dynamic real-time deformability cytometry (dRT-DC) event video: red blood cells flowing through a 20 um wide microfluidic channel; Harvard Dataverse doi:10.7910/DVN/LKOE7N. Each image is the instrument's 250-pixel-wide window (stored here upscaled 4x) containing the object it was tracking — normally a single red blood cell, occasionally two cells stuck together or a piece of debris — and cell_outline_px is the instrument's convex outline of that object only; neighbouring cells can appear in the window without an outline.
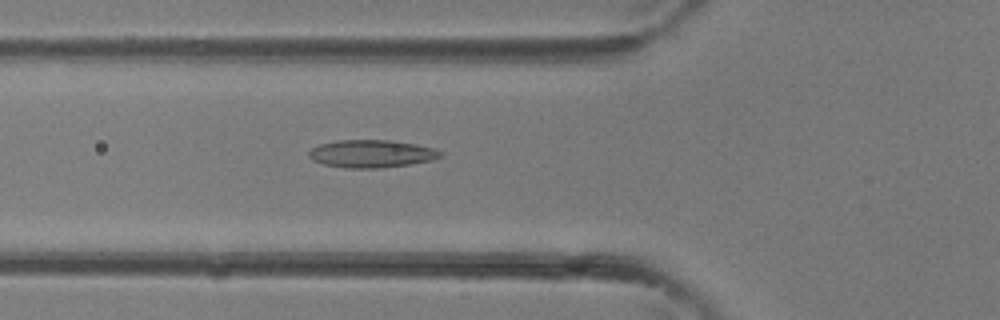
{"species": "common noctule bat (a hibernating species)", "species_latin": "Nyctalus noctula", "temperature_condition": "room temperature", "stored_images_in_passage": 37, "camera_frame_rate_fps": 3000, "um_per_image_px": 0.085, "animal": {"sex": "female"}, "frame": {"image": 1, "passage_image": 14, "time_ms": 4.333, "image_size_px": [1000, 320], "cell_outline_px": [[444, 156], [432, 160], [408, 164], [380, 168], [344, 168], [324, 164], [312, 160], [308, 156], [308, 152], [312, 148], [320, 144], [336, 140], [392, 140], [416, 144], [432, 148], [440, 152]], "centroid_in_image_um": [31.55, 13.06], "position_along_channel_um": 94.3, "area_um2": 21.21}}
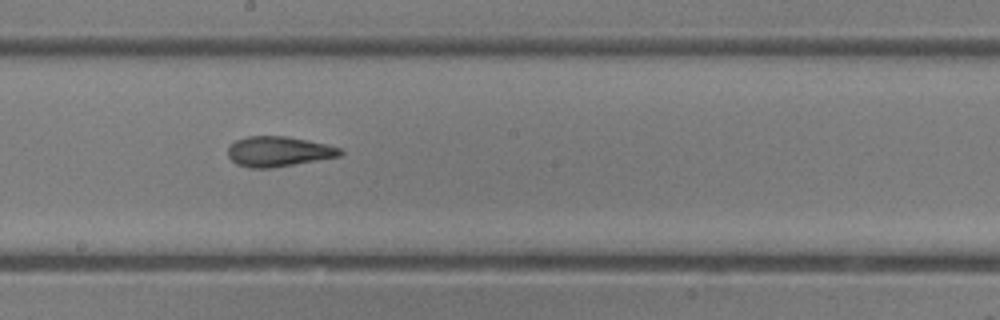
{"frame": {"image": 2, "passage_image": 21, "time_ms": 6.667, "image_size_px": [1000, 320], "cell_outline_px": [[344, 152], [340, 156], [272, 168], [248, 168], [236, 164], [228, 156], [228, 148], [236, 140], [248, 136], [288, 136], [308, 140], [340, 148]], "centroid_in_image_um": [23.66, 12.88], "position_along_channel_um": 224.5, "area_um2": 19.65}}
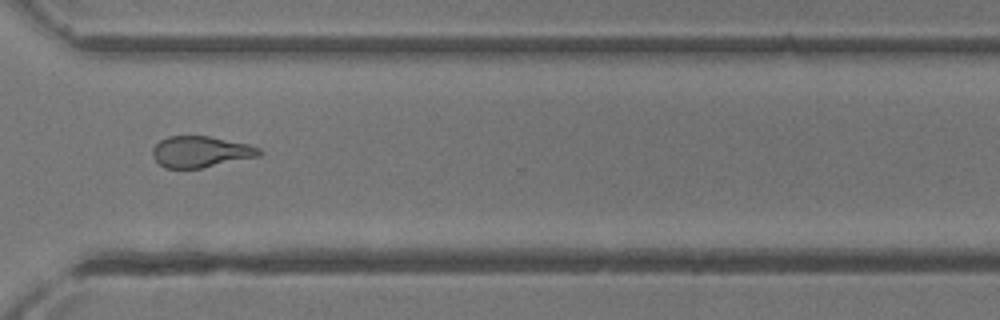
{"frame": {"image": 3, "passage_image": 28, "time_ms": 9.0, "image_size_px": [1000, 320], "cell_outline_px": [[264, 152], [260, 156], [200, 168], [164, 168], [152, 156], [152, 148], [160, 140], [168, 136], [208, 136], [248, 144], [260, 148]], "centroid_in_image_um": [17.06, 12.9], "position_along_channel_um": 353.5, "area_um2": 19.36}}